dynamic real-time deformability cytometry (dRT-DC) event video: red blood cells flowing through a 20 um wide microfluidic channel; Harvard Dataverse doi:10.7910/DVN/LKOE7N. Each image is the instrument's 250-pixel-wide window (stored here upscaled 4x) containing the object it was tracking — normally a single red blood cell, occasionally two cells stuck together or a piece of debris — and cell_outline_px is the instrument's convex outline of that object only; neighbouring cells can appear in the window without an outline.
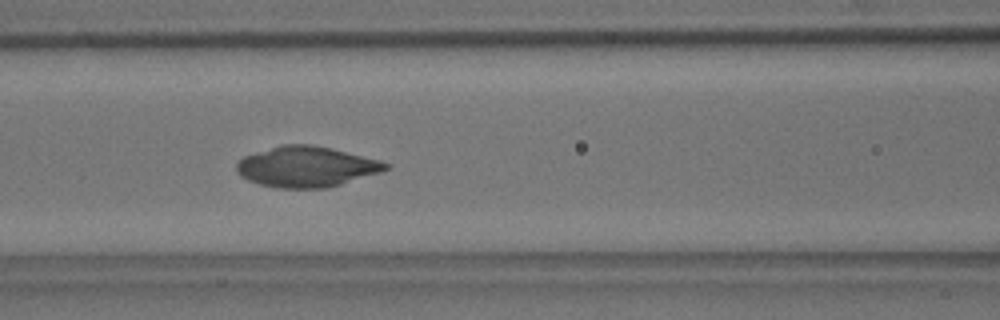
{"species": "common noctule bat (a hibernating species)", "species_latin": "Nyctalus noctula", "temperature_condition": "room temperature", "stored_images_in_passage": 42, "camera_frame_rate_fps": 3000, "um_per_image_px": 0.085, "animal": {"sex": "male", "body_mass_g": 18.8}, "frame": {"image": 1, "passage_image": 9, "time_ms": 2.667, "image_size_px": [1000, 320], "cell_outline_px": [[388, 168], [328, 188], [276, 188], [260, 184], [248, 180], [240, 176], [236, 172], [236, 164], [244, 156], [280, 144], [312, 144], [380, 160], [388, 164]], "centroid_in_image_um": [25.96, 14.17], "position_along_channel_um": 140.6, "area_um2": 34.8}}
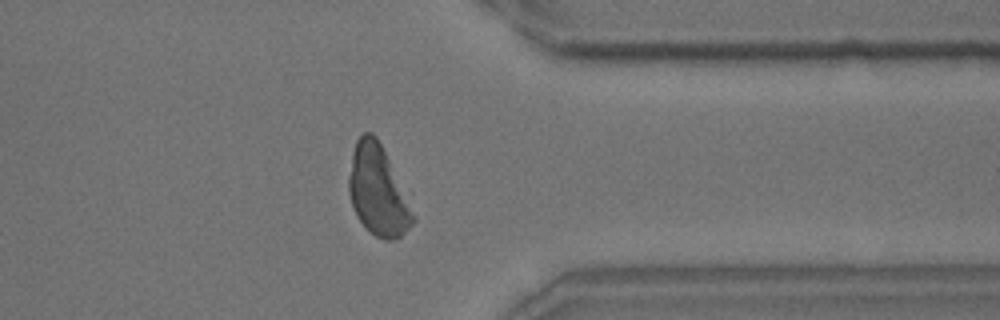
{"frame": {"image": 2, "passage_image": 30, "time_ms": 9.667, "image_size_px": [1000, 320], "cell_outline_px": [[416, 220], [400, 236], [392, 240], [384, 240], [376, 236], [356, 216], [348, 192], [348, 180], [352, 152], [356, 140], [364, 132], [372, 132], [376, 136], [388, 160]], "centroid_in_image_um": [32.06, 16.2], "position_along_channel_um": 379.3, "area_um2": 32.54}}